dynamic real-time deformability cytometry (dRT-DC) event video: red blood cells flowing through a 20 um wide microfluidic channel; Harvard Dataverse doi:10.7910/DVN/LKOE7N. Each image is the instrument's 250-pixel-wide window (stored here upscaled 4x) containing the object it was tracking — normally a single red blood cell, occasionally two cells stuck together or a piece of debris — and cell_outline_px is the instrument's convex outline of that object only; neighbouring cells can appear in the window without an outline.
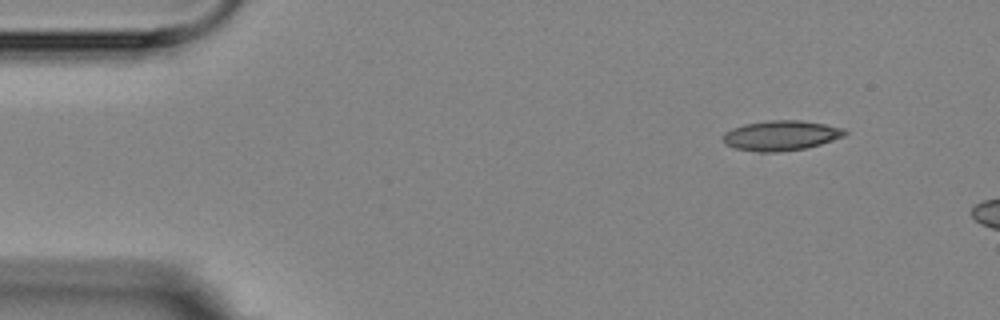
{"species": "Egyptian fruit bat (a non-hibernating species)", "species_latin": "Rousettus aegyptiacus", "temperature_condition": "room temperature", "stored_images_in_passage": 3, "camera_frame_rate_fps": 3000, "um_per_image_px": 0.085, "animal": {"sex": "female"}, "frame": {"image": 1, "passage_image": 1, "time_ms": 0.0, "image_size_px": [1000, 320], "cell_outline_px": [[848, 132], [844, 136], [820, 144], [804, 148], [776, 152], [760, 152], [736, 148], [728, 144], [724, 140], [724, 132], [732, 128], [744, 124], [768, 120], [800, 120], [824, 124], [844, 128]], "centroid_in_image_um": [66.4, 11.5], "position_along_channel_um": 18.6, "area_um2": 21.04}}